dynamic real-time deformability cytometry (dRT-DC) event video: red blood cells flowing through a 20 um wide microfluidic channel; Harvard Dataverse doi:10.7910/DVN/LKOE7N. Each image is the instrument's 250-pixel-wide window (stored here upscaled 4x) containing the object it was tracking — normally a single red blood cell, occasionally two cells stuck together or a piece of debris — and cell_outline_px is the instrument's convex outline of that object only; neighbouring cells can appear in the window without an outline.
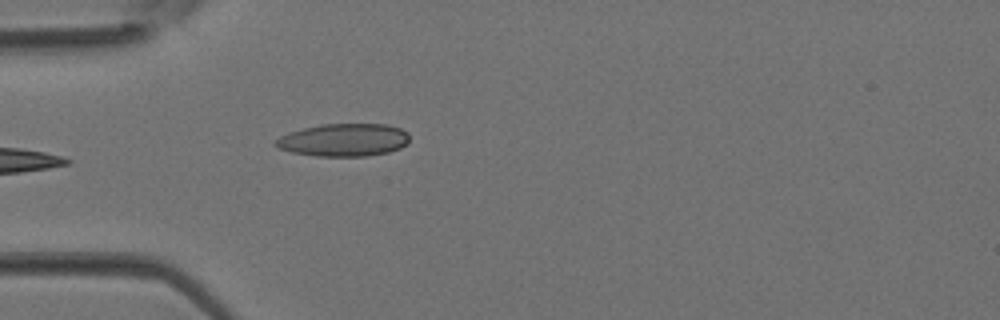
{"species": "Egyptian fruit bat (a non-hibernating species)", "species_latin": "Rousettus aegyptiacus", "temperature_condition": "room temperature", "stored_images_in_passage": 3, "camera_frame_rate_fps": 3000, "um_per_image_px": 0.085, "animal": {"sex": "female"}, "frame": {"image": 1, "passage_image": 3, "time_ms": 0.667, "image_size_px": [1000, 320], "cell_outline_px": [[408, 144], [400, 148], [388, 152], [364, 156], [316, 156], [292, 152], [276, 148], [272, 144], [280, 136], [288, 132], [320, 124], [388, 124], [400, 128], [408, 132]], "centroid_in_image_um": [29.2, 11.89], "position_along_channel_um": 55.8, "area_um2": 25.72}}